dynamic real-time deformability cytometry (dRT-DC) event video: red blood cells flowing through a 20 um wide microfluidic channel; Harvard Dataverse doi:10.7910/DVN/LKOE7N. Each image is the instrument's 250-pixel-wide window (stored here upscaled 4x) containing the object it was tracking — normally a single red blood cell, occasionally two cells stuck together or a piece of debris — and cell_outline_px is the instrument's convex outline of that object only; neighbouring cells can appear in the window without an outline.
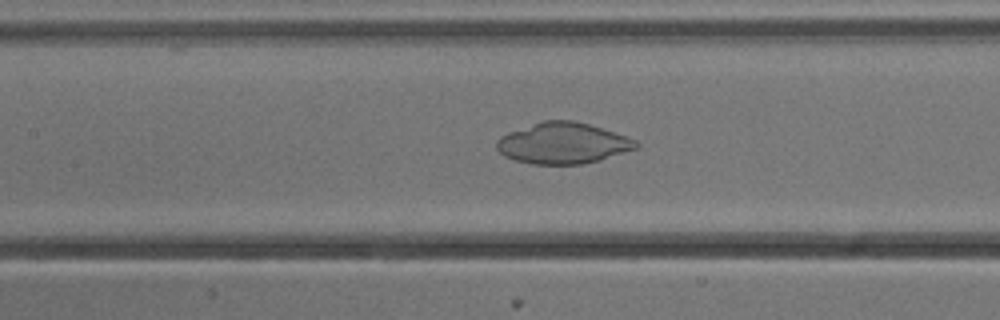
{"species": "common noctule bat (a hibernating species)", "species_latin": "Nyctalus noctula", "temperature_condition": "cold", "stored_images_in_passage": 38, "camera_frame_rate_fps": 3000, "um_per_image_px": 0.085, "animal": {"sex": "male", "body_mass_g": 13.3}, "frame": {"image": 1, "passage_image": 15, "time_ms": 4.667, "image_size_px": [1000, 320], "cell_outline_px": [[640, 144], [636, 148], [600, 160], [580, 164], [532, 164], [516, 160], [504, 156], [496, 148], [496, 140], [500, 136], [508, 132], [544, 120], [572, 120], [588, 124], [636, 140]], "centroid_in_image_um": [47.81, 12.17], "position_along_channel_um": 159.6, "area_um2": 33.0}}
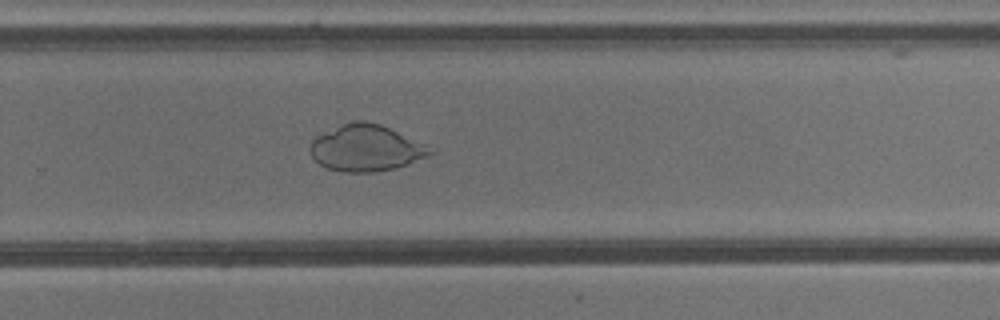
{"frame": {"image": 2, "passage_image": 26, "time_ms": 8.333, "image_size_px": [1000, 320], "cell_outline_px": [[436, 152], [428, 156], [408, 164], [396, 168], [376, 172], [344, 172], [328, 168], [320, 164], [312, 156], [308, 148], [312, 140], [316, 136], [352, 120], [364, 120], [380, 124], [428, 144]], "centroid_in_image_um": [31.15, 12.58], "position_along_channel_um": 298.7, "area_um2": 32.66}}
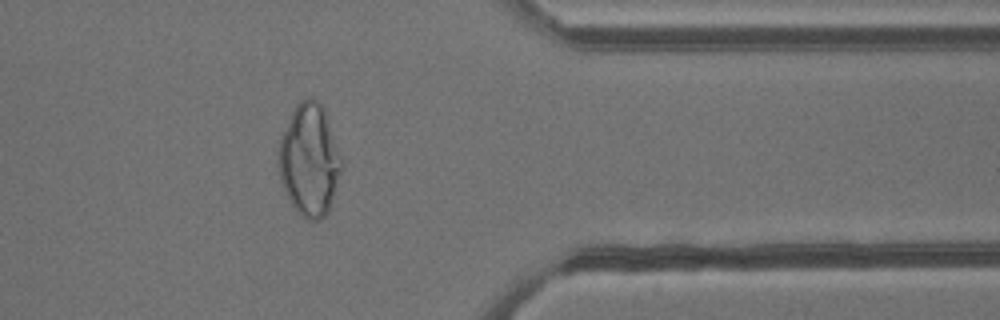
{"frame": {"image": 3, "passage_image": 34, "time_ms": 11.0, "image_size_px": [1000, 320], "cell_outline_px": [[344, 168], [328, 212], [320, 220], [308, 220], [300, 216], [292, 204], [280, 180], [280, 140], [292, 112], [296, 104], [300, 100], [308, 96], [316, 100], [324, 108], [344, 164]], "centroid_in_image_um": [26.35, 13.62], "position_along_channel_um": 385.1, "area_um2": 40.92}}